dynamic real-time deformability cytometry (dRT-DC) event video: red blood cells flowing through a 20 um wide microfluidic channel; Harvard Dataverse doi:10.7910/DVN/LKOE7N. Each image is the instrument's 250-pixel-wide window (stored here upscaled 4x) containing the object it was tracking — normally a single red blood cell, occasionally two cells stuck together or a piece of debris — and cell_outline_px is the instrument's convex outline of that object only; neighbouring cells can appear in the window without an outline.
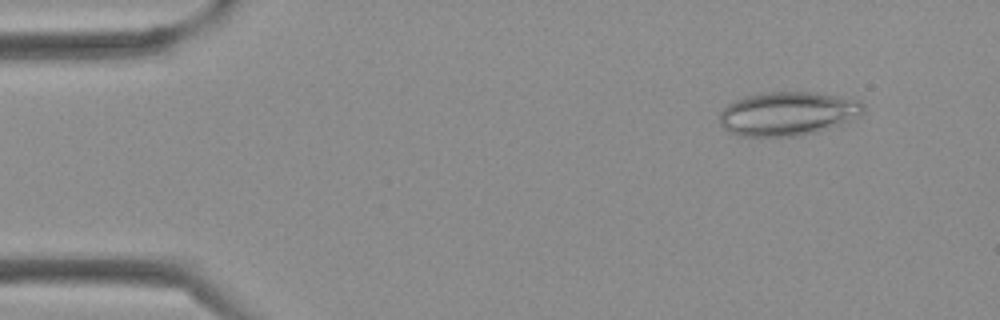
{"species": "Egyptian fruit bat (a non-hibernating species)", "species_latin": "Rousettus aegyptiacus", "temperature_condition": "cold", "stored_images_in_passage": 40, "camera_frame_rate_fps": 3000, "um_per_image_px": 0.085, "frame": {"image": 1, "passage_image": 4, "time_ms": 1.0, "image_size_px": [1000, 320], "cell_outline_px": [[864, 112], [860, 116], [848, 124], [816, 132], [796, 136], [740, 136], [724, 128], [720, 124], [720, 112], [728, 104], [744, 96], [764, 92], [816, 92], [840, 96], [860, 100], [864, 104]], "centroid_in_image_um": [67.04, 9.66], "position_along_channel_um": 18.0, "area_um2": 37.22}}
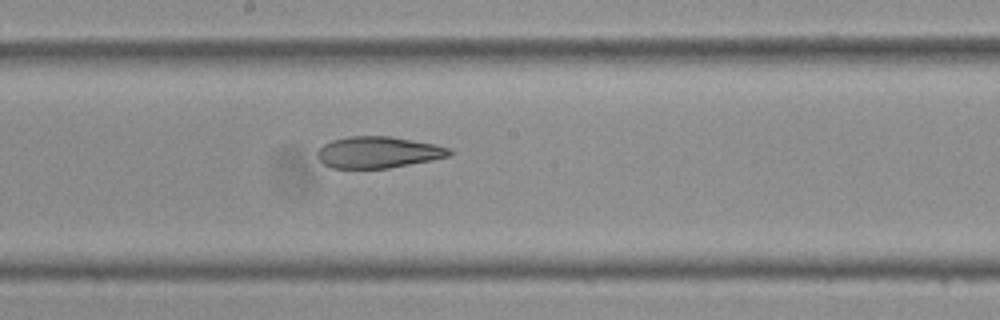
{"frame": {"image": 2, "passage_image": 21, "time_ms": 6.667, "image_size_px": [1000, 320], "cell_outline_px": [[452, 156], [432, 160], [388, 168], [332, 168], [324, 164], [316, 156], [316, 152], [324, 144], [332, 140], [348, 136], [388, 136], [436, 144], [452, 148]], "centroid_in_image_um": [32.17, 12.94], "position_along_channel_um": 216.0, "area_um2": 24.33}}
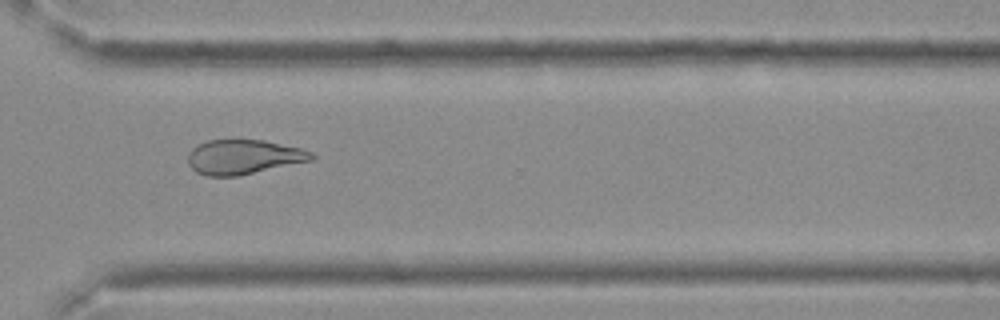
{"frame": {"image": 3, "passage_image": 29, "time_ms": 9.333, "image_size_px": [1000, 320], "cell_outline_px": [[316, 156], [312, 160], [240, 176], [204, 176], [196, 172], [188, 164], [188, 152], [196, 144], [208, 140], [264, 140], [300, 148], [312, 152]], "centroid_in_image_um": [20.67, 13.35], "position_along_channel_um": 349.9, "area_um2": 25.09}}